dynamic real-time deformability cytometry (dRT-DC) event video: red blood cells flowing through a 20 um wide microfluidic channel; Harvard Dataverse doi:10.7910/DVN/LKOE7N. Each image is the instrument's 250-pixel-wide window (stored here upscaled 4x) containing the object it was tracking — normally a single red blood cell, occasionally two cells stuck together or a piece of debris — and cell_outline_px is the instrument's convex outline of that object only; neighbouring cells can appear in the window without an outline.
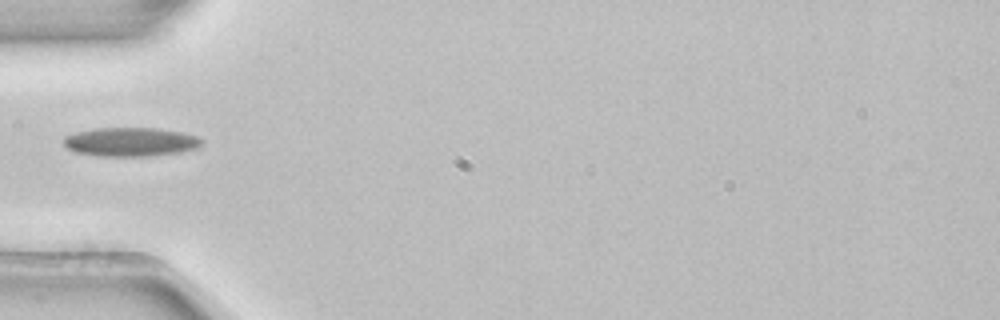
{"species": "common noctule bat (a hibernating species)", "species_latin": "Nyctalus noctula", "temperature_condition": "room temperature", "stored_images_in_passage": 36, "camera_frame_rate_fps": 3000, "um_per_image_px": 0.085, "animal": {"sex": "female", "body_mass_g": 22.7, "forearm_length_mm": 54.2}, "frame": {"image": 1, "passage_image": 1, "time_ms": 0.0, "image_size_px": [1000, 320], "cell_outline_px": [[204, 144], [196, 148], [180, 152], [148, 156], [96, 156], [76, 152], [68, 148], [64, 144], [64, 136], [76, 132], [96, 128], [156, 128], [180, 132], [200, 136], [204, 140]], "centroid_in_image_um": [11.13, 12.06], "position_along_channel_um": 73.9, "area_um2": 23.35}}
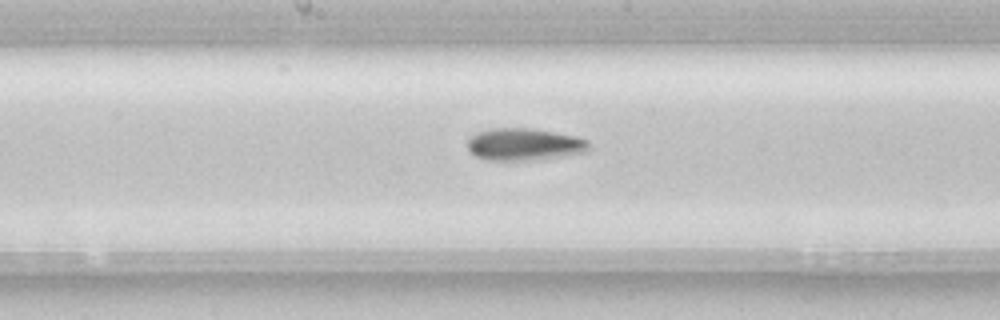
{"frame": {"image": 2, "passage_image": 11, "time_ms": 3.333, "image_size_px": [1000, 320], "cell_outline_px": [[588, 148], [584, 152], [540, 160], [484, 160], [468, 152], [468, 136], [476, 132], [492, 128], [532, 128], [576, 136], [588, 140]], "centroid_in_image_um": [44.5, 12.27], "position_along_channel_um": 203.7, "area_um2": 23.0}}
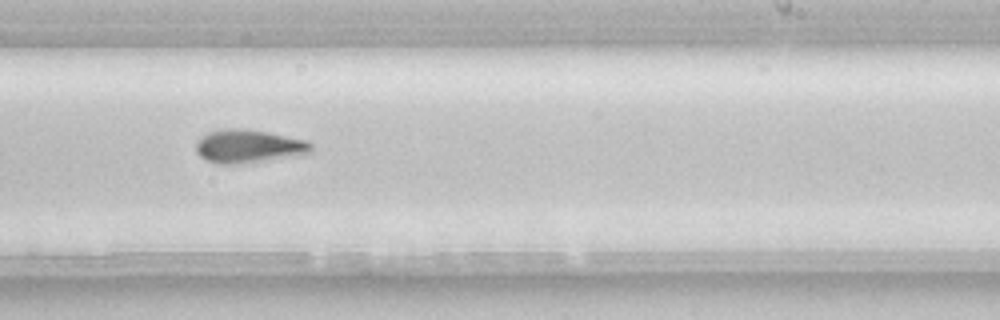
{"frame": {"image": 3, "passage_image": 16, "time_ms": 5.0, "image_size_px": [1000, 320], "cell_outline_px": [[312, 152], [296, 156], [228, 164], [220, 164], [208, 160], [200, 156], [196, 152], [196, 140], [208, 132], [228, 128], [240, 128], [268, 132], [308, 140], [312, 144]], "centroid_in_image_um": [21.14, 12.41], "position_along_channel_um": 267.9, "area_um2": 22.14}}